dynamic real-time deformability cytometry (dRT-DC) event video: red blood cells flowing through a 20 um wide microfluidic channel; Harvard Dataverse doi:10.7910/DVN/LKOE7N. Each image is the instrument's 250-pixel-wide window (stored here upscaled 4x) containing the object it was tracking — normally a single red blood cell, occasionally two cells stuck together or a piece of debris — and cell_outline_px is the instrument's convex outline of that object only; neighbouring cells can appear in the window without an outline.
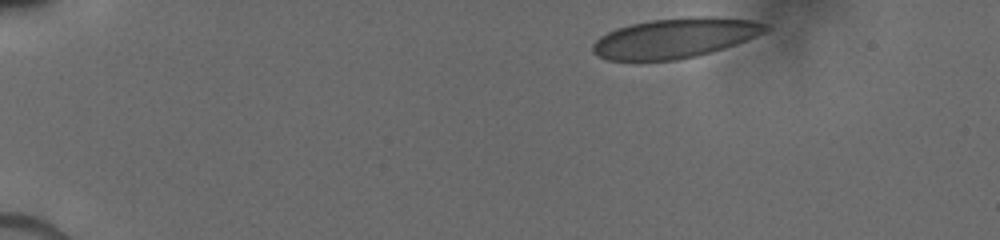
{"species": "human", "species_latin": "Homo sapiens", "temperature_condition": "cold", "stored_images_in_passage": 5, "camera_frame_rate_fps": 3000, "um_per_image_px": 0.085, "donor": {"sex": "male"}, "frame": {"image": 1, "passage_image": 1, "time_ms": 0.0, "image_size_px": [1000, 240], "cell_outline_px": [[768, 28], [764, 32], [736, 44], [724, 48], [696, 56], [676, 60], [608, 60], [592, 52], [592, 44], [600, 36], [608, 32], [632, 24], [652, 20], [696, 16], [752, 20], [768, 24]], "centroid_in_image_um": [57.36, 3.24], "position_along_channel_um": 27.6, "area_um2": 39.54}}